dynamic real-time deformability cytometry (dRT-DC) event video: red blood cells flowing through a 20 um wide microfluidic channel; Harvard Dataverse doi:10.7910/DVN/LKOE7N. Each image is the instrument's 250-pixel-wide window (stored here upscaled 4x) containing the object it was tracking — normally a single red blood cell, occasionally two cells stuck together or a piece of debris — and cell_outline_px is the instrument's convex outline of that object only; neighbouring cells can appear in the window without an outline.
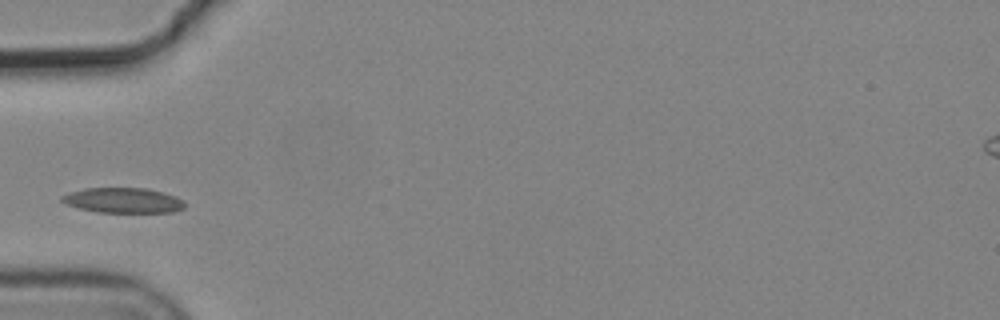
{"species": "common noctule bat (a hibernating species)", "species_latin": "Nyctalus noctula", "temperature_condition": "cold", "stored_images_in_passage": 3, "camera_frame_rate_fps": 3000, "um_per_image_px": 0.085, "animal": {"sex": "male", "body_mass_g": 19.2, "forearm_length_mm": 51.8}, "frame": {"image": 1, "passage_image": 3, "time_ms": 0.667, "image_size_px": [1000, 320], "cell_outline_px": [[188, 204], [184, 208], [172, 212], [96, 212], [80, 208], [68, 204], [60, 200], [60, 196], [68, 192], [84, 188], [144, 188], [176, 196], [184, 200]], "centroid_in_image_um": [10.48, 17.03], "position_along_channel_um": 74.5, "area_um2": 18.03}}